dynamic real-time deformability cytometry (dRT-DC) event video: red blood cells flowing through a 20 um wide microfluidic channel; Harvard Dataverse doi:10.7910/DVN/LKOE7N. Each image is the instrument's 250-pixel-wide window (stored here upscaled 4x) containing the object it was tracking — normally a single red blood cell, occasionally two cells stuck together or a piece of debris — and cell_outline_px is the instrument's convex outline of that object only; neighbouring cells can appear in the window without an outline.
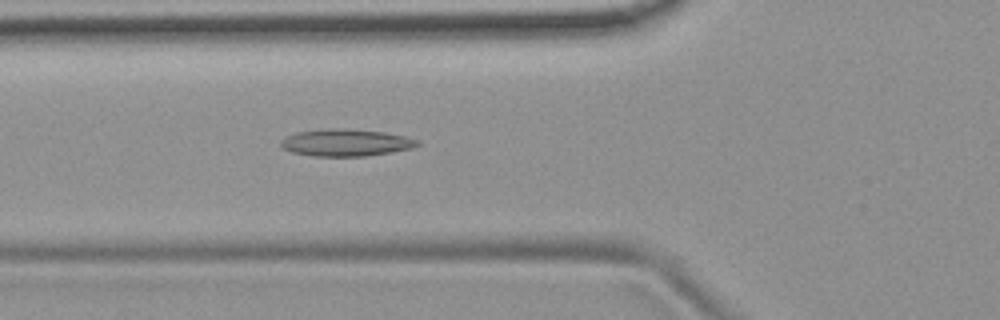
{"species": "common noctule bat (a hibernating species)", "species_latin": "Nyctalus noctula", "temperature_condition": "room temperature", "stored_images_in_passage": 53, "camera_frame_rate_fps": 3000, "um_per_image_px": 0.085, "animal": {"sex": "female", "body_mass_g": 19.9}, "frame": {"image": 1, "passage_image": 19, "time_ms": 6.0, "image_size_px": [1000, 320], "cell_outline_px": [[420, 144], [412, 148], [392, 152], [364, 156], [312, 156], [292, 152], [284, 148], [280, 144], [280, 140], [296, 132], [332, 128], [384, 132], [404, 136], [420, 140]], "centroid_in_image_um": [29.41, 12.13], "position_along_channel_um": 96.4, "area_um2": 21.33}}
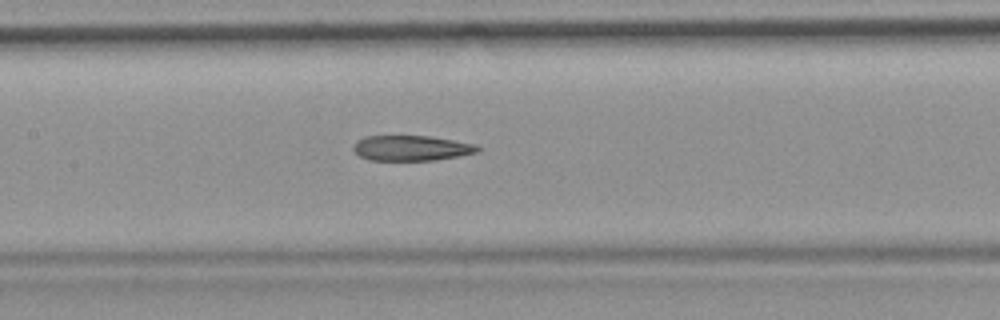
{"frame": {"image": 2, "passage_image": 25, "time_ms": 8.0, "image_size_px": [1000, 320], "cell_outline_px": [[480, 152], [460, 156], [436, 160], [368, 160], [360, 156], [352, 148], [352, 144], [356, 140], [364, 136], [428, 136], [476, 144], [480, 148]], "centroid_in_image_um": [34.96, 12.59], "position_along_channel_um": 172.4, "area_um2": 18.44}}
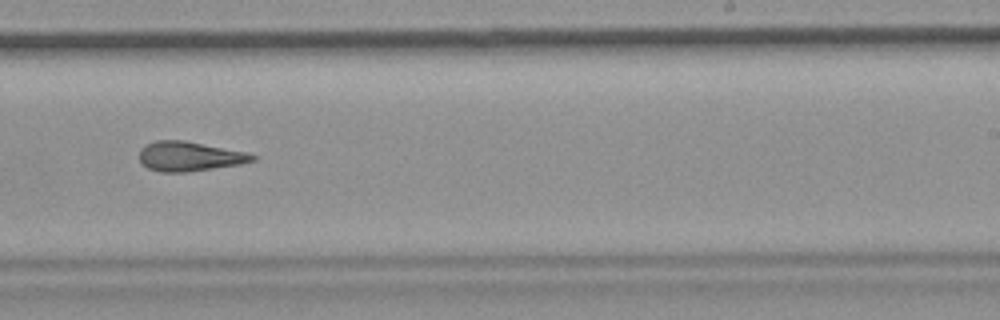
{"frame": {"image": 3, "passage_image": 33, "time_ms": 10.667, "image_size_px": [1000, 320], "cell_outline_px": [[256, 160], [240, 164], [188, 172], [160, 172], [148, 168], [140, 160], [140, 148], [144, 144], [156, 140], [184, 140], [244, 152], [256, 156]], "centroid_in_image_um": [16.06, 13.29], "position_along_channel_um": 272.9, "area_um2": 19.36}, "authors_computed_cell_mechanics": {"area_um2": 20.1144, "velocity_mm_per_s": 3.7862, "shape_relaxation_time_tau1_ms": null, "shape_relaxation_time_tau2_ms": 2.5824, "deformation_change_tau1": null, "deformation_change_tau2": 0.1279}}